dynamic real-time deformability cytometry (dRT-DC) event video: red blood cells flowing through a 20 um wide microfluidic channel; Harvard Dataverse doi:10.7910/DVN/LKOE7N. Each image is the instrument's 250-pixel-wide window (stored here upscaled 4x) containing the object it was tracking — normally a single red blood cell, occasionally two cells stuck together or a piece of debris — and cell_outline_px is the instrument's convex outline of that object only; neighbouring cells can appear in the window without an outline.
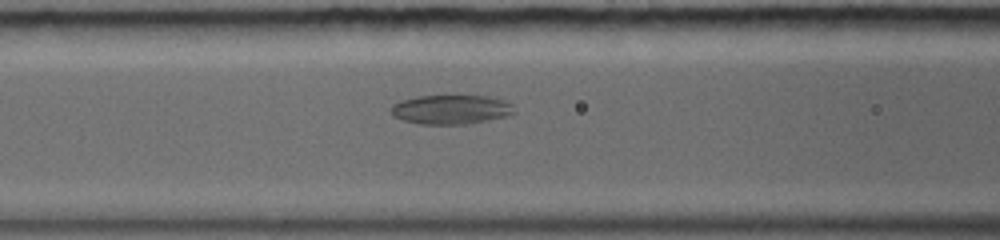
{"species": "common noctule bat (a hibernating species)", "species_latin": "Nyctalus noctula", "temperature_condition": "warm", "stored_images_in_passage": 10, "camera_frame_rate_fps": 5000, "um_per_image_px": 0.085, "animal": {"sex": "female", "body_mass_g": 19.0, "forearm_length_mm": 56.7}, "frame": {"image": 1, "passage_image": 7, "time_ms": 3.2, "image_size_px": [1000, 240], "cell_outline_px": [[516, 112], [508, 116], [488, 120], [464, 124], [420, 124], [404, 120], [392, 116], [392, 104], [400, 100], [416, 96], [488, 96], [504, 100], [512, 104]], "centroid_in_image_um": [38.35, 9.3], "position_along_channel_um": 128.3, "area_um2": 21.04}}
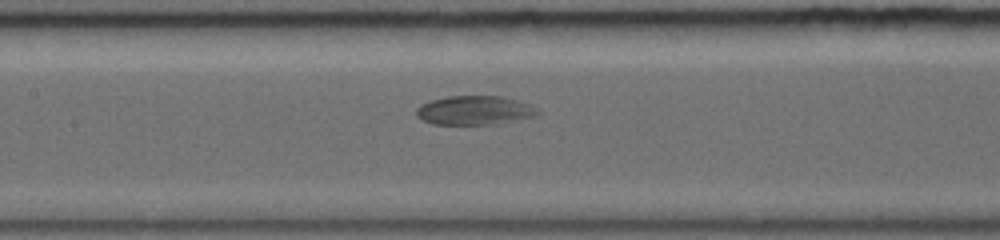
{"frame": {"image": 2, "passage_image": 9, "time_ms": 4.2, "image_size_px": [1000, 240], "cell_outline_px": [[540, 112], [536, 116], [500, 124], [432, 124], [420, 120], [416, 116], [416, 108], [420, 104], [432, 100], [448, 96], [500, 96], [516, 100], [528, 104], [536, 108]], "centroid_in_image_um": [40.31, 9.39], "position_along_channel_um": 167.1, "area_um2": 20.63}}